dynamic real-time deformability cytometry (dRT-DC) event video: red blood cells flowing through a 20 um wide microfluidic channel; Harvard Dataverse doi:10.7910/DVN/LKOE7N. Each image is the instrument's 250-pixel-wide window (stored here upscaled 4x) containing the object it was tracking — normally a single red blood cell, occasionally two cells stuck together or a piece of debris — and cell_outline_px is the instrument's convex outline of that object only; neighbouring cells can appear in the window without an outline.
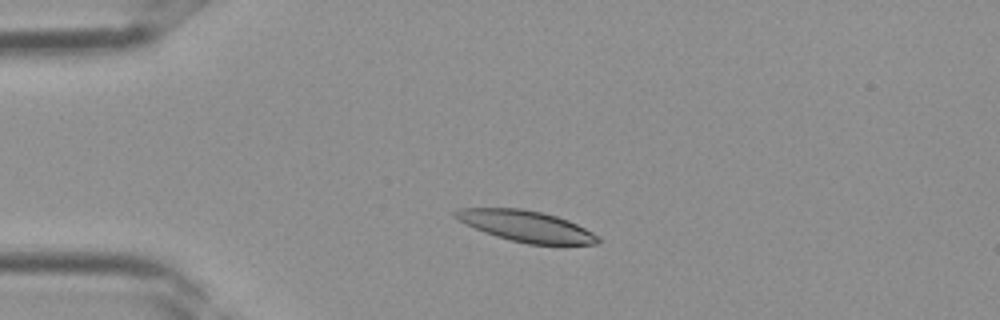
{"species": "Egyptian fruit bat (a non-hibernating species)", "species_latin": "Rousettus aegyptiacus", "temperature_condition": "room temperature", "stored_images_in_passage": 29, "camera_frame_rate_fps": 3000, "um_per_image_px": 0.085, "frame": {"image": 1, "passage_image": 1, "time_ms": 0.0, "image_size_px": [1000, 320], "cell_outline_px": [[600, 240], [596, 244], [528, 244], [496, 236], [484, 232], [456, 220], [452, 216], [452, 212], [460, 208], [520, 208], [544, 212], [568, 220], [592, 232]], "centroid_in_image_um": [44.65, 19.2], "position_along_channel_um": 40.3, "area_um2": 25.66}}
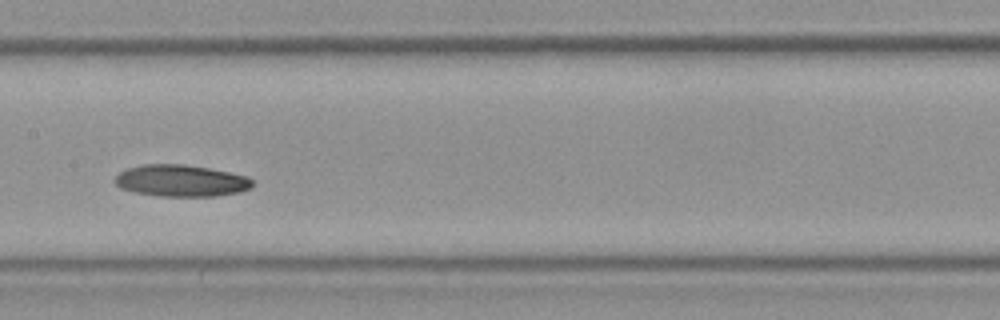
{"frame": {"image": 2, "passage_image": 11, "time_ms": 3.333, "image_size_px": [1000, 320], "cell_outline_px": [[252, 188], [240, 192], [216, 196], [160, 196], [136, 192], [120, 188], [112, 180], [120, 172], [128, 168], [144, 164], [184, 164], [208, 168], [248, 176], [252, 180]], "centroid_in_image_um": [15.39, 15.36], "position_along_channel_um": 192.0, "area_um2": 25.43}}
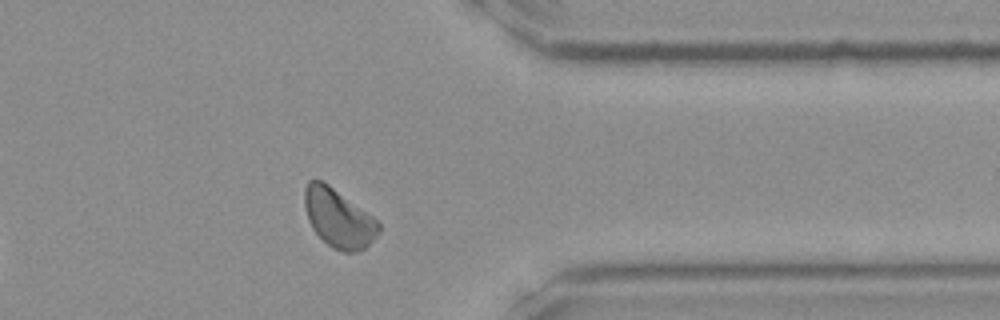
{"frame": {"image": 3, "passage_image": 22, "time_ms": 7.0, "image_size_px": [1000, 320], "cell_outline_px": [[380, 232], [364, 248], [356, 252], [344, 252], [332, 248], [312, 228], [308, 220], [304, 204], [304, 188], [308, 180], [320, 180], [328, 184], [372, 216], [380, 224]], "centroid_in_image_um": [28.75, 18.54], "position_along_channel_um": 382.6, "area_um2": 24.97}}